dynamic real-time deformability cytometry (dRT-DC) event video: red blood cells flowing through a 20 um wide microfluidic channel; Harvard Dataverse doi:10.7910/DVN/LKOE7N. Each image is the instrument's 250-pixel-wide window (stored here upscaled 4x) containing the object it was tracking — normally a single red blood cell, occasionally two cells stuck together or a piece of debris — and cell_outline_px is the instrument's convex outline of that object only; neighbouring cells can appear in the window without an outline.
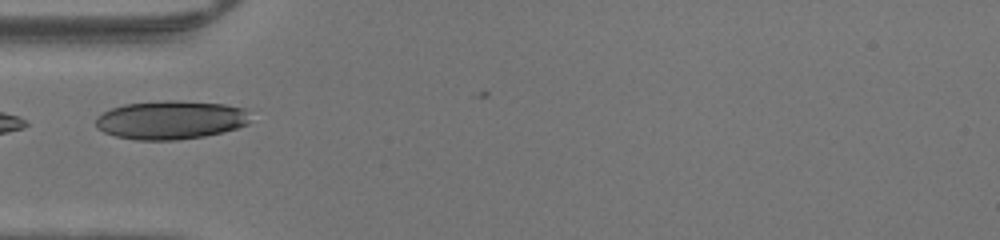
{"species": "human", "species_latin": "Homo sapiens", "temperature_condition": "warm", "stored_images_in_passage": 15, "camera_frame_rate_fps": 3000, "um_per_image_px": 0.085, "donor": {"sex": "male"}, "frame": {"image": 1, "passage_image": 12, "time_ms": 3.667, "image_size_px": [1000, 240], "cell_outline_px": [[248, 124], [236, 128], [204, 136], [176, 140], [136, 140], [116, 136], [104, 132], [96, 128], [96, 120], [104, 112], [112, 108], [124, 104], [168, 100], [176, 100], [224, 104], [244, 108], [248, 120]], "centroid_in_image_um": [14.48, 10.19], "position_along_channel_um": 70.5, "area_um2": 34.45}}